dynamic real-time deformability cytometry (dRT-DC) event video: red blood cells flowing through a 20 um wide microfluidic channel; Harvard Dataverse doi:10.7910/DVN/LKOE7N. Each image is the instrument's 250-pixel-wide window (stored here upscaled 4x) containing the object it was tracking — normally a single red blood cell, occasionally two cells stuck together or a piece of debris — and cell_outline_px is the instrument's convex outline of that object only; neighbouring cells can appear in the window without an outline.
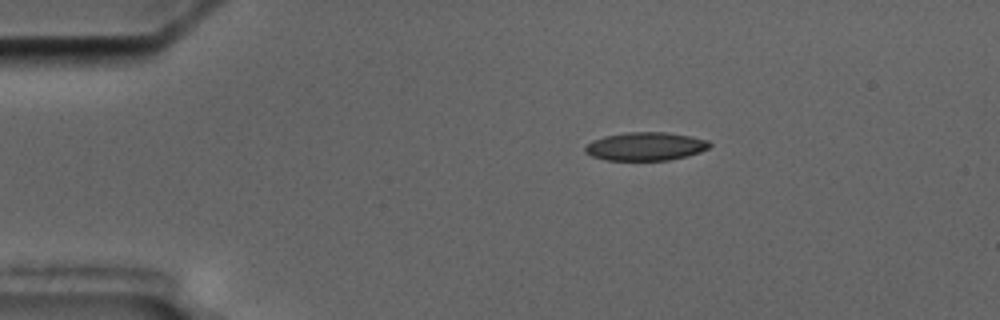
{"species": "common noctule bat (a hibernating species)", "species_latin": "Nyctalus noctula", "temperature_condition": "cold", "stored_images_in_passage": 4, "camera_frame_rate_fps": 3000, "um_per_image_px": 0.085, "animal": {"sex": "male", "body_mass_g": 17.5, "forearm_length_mm": 52.3}, "frame": {"image": 1, "passage_image": 1, "time_ms": 0.0, "image_size_px": [1000, 320], "cell_outline_px": [[712, 144], [708, 148], [700, 152], [668, 160], [604, 160], [592, 156], [584, 152], [584, 148], [592, 140], [604, 136], [628, 132], [668, 132], [692, 136], [708, 140]], "centroid_in_image_um": [54.86, 12.43], "position_along_channel_um": 30.1, "area_um2": 20.58}}
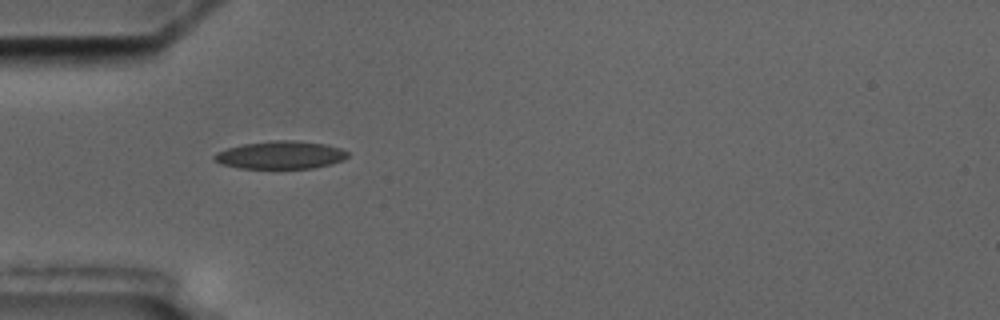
{"frame": {"image": 2, "passage_image": 3, "time_ms": 2.333, "image_size_px": [1000, 320], "cell_outline_px": [[348, 156], [344, 160], [332, 164], [312, 168], [240, 168], [220, 164], [212, 160], [212, 156], [216, 152], [228, 148], [244, 144], [272, 140], [292, 140], [324, 144], [340, 148], [348, 152]], "centroid_in_image_um": [23.82, 13.18], "position_along_channel_um": 61.2, "area_um2": 21.68}}
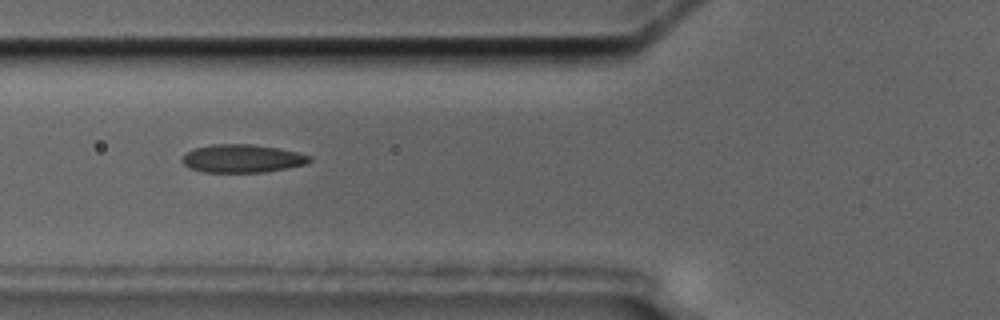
{"frame": {"image": 3, "passage_image": 4, "time_ms": 3.667, "image_size_px": [1000, 320], "cell_outline_px": [[312, 160], [304, 164], [288, 168], [264, 172], [204, 172], [192, 168], [184, 164], [180, 160], [184, 152], [196, 148], [212, 144], [252, 144], [276, 148], [296, 152], [312, 156]], "centroid_in_image_um": [20.56, 13.47], "position_along_channel_um": 105.2, "area_um2": 20.81}}